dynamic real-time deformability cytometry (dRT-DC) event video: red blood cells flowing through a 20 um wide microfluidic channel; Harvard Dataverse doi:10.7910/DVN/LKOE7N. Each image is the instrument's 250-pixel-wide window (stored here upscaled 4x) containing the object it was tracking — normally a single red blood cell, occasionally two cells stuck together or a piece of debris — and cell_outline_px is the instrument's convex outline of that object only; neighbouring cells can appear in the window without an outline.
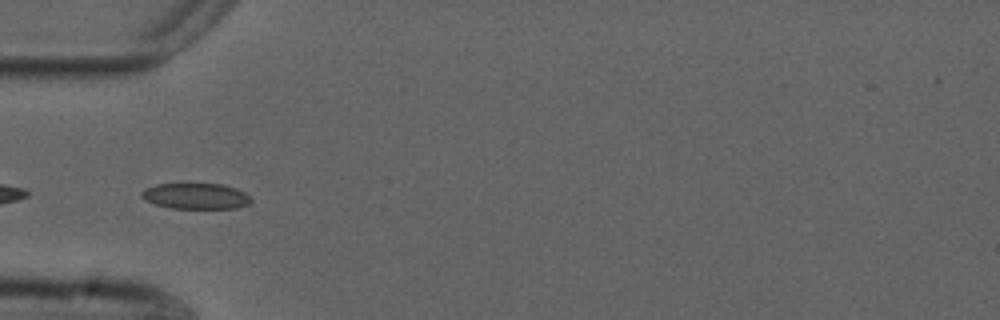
{"species": "common noctule bat (a hibernating species)", "species_latin": "Nyctalus noctula", "temperature_condition": "cold", "stored_images_in_passage": 49, "camera_frame_rate_fps": 3000, "um_per_image_px": 0.085, "animal": {"sex": "male", "forearm_length_mm": 52.5}, "frame": {"image": 1, "passage_image": 17, "time_ms": 5.333, "image_size_px": [1000, 320], "cell_outline_px": [[252, 200], [248, 204], [236, 208], [172, 208], [156, 204], [144, 200], [140, 196], [140, 192], [156, 184], [220, 184], [236, 188], [244, 192]], "centroid_in_image_um": [16.63, 16.67], "position_along_channel_um": 68.4, "area_um2": 16.3}}
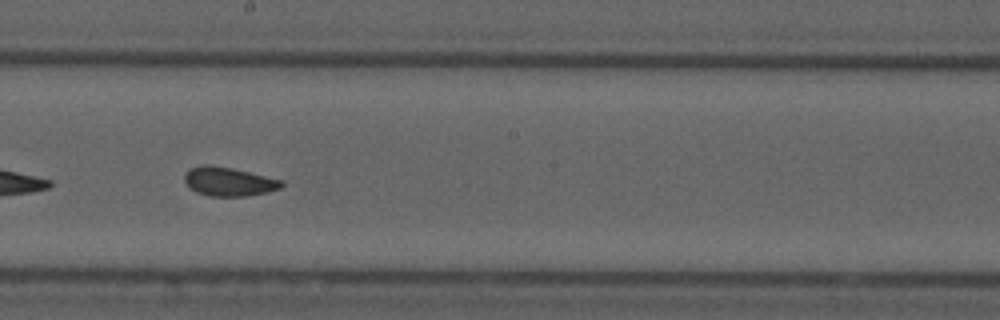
{"frame": {"image": 2, "passage_image": 30, "time_ms": 9.667, "image_size_px": [1000, 320], "cell_outline_px": [[284, 184], [280, 188], [268, 192], [248, 196], [208, 196], [196, 192], [184, 180], [184, 176], [188, 168], [204, 164], [212, 164], [232, 168], [284, 180]], "centroid_in_image_um": [19.45, 15.42], "position_along_channel_um": 228.7, "area_um2": 16.47}}
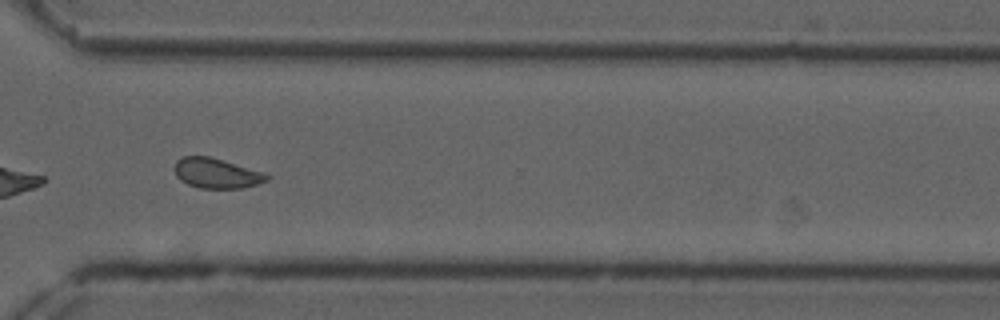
{"frame": {"image": 3, "passage_image": 40, "time_ms": 13.0, "image_size_px": [1000, 320], "cell_outline_px": [[272, 176], [268, 180], [256, 184], [240, 188], [200, 188], [188, 184], [180, 180], [176, 176], [176, 160], [184, 156], [208, 156], [264, 172]], "centroid_in_image_um": [18.42, 14.73], "position_along_channel_um": 352.2, "area_um2": 15.95}, "authors_computed_cell_mechanics": {"area_um2": 17.1666, "velocity_mm_per_s": 3.7059, "shape_relaxation_time_tau1_ms": 8.8941, "shape_relaxation_time_tau2_ms": 1.4359, "deformation_change_tau1": 0.1369, "deformation_change_tau2": 0.0561}}